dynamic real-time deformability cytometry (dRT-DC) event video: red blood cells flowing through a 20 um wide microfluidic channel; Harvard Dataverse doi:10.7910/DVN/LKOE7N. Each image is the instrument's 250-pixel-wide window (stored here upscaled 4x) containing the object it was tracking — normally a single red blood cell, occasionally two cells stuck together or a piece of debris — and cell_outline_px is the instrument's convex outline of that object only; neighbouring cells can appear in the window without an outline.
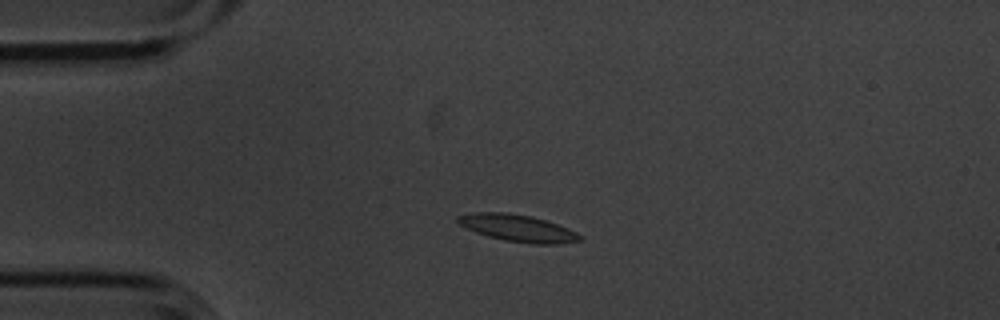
{"species": "common noctule bat (a hibernating species)", "species_latin": "Nyctalus noctula", "temperature_condition": "cold", "stored_images_in_passage": 4, "camera_frame_rate_fps": 3000, "um_per_image_px": 0.085, "animal": {"sex": "male", "body_mass_g": 20.1, "forearm_length_mm": 53.5}, "frame": {"image": 1, "passage_image": 3, "time_ms": 0.667, "image_size_px": [1000, 320], "cell_outline_px": [[584, 240], [556, 244], [532, 244], [504, 240], [488, 236], [476, 232], [460, 224], [456, 220], [456, 216], [472, 212], [508, 212], [532, 216], [568, 228], [584, 236]], "centroid_in_image_um": [44.03, 19.39], "position_along_channel_um": 41.0, "area_um2": 19.25}}